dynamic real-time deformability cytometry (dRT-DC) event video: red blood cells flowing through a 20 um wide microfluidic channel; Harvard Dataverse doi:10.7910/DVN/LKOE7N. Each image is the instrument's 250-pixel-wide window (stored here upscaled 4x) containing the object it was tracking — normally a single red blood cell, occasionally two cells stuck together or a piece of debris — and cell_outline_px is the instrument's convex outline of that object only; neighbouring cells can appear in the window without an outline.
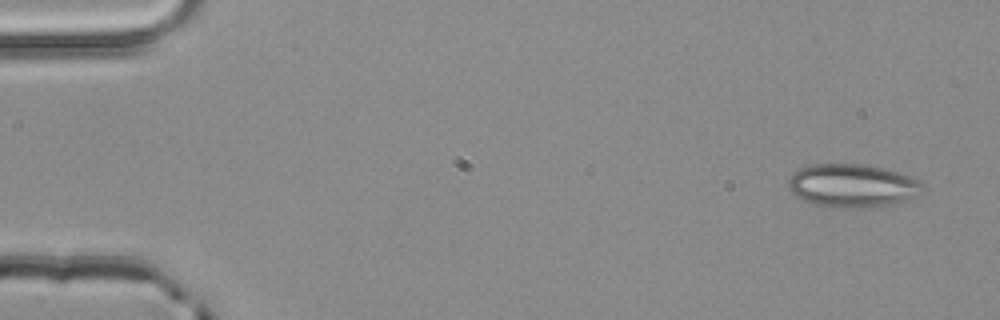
{"species": "common noctule bat (a hibernating species)", "species_latin": "Nyctalus noctula", "temperature_condition": "room temperature", "stored_images_in_passage": 4, "camera_frame_rate_fps": 3000, "um_per_image_px": 0.085, "animal": {"sex": "male", "body_mass_g": 20.4}, "frame": {"image": 1, "passage_image": 1, "time_ms": 0.0, "image_size_px": [1000, 320], "cell_outline_px": [[924, 188], [916, 196], [896, 204], [864, 208], [844, 208], [820, 204], [804, 200], [796, 196], [788, 188], [788, 180], [800, 168], [812, 164], [864, 164], [884, 168], [920, 180], [924, 184]], "centroid_in_image_um": [72.49, 15.78], "position_along_channel_um": 12.5, "area_um2": 33.7}}